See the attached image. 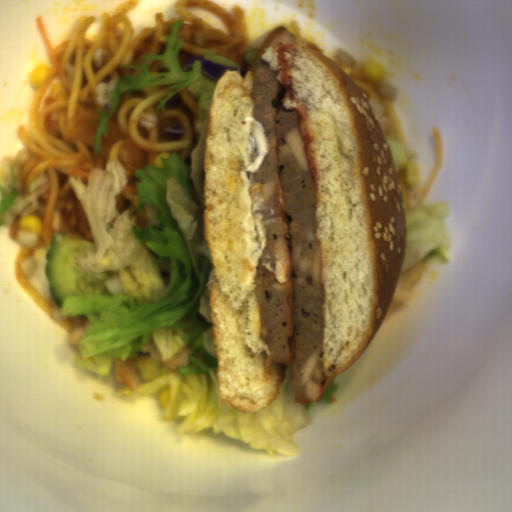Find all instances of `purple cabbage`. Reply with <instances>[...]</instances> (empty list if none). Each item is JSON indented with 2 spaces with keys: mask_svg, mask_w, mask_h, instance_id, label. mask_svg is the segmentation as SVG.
Wrapping results in <instances>:
<instances>
[{
  "mask_svg": "<svg viewBox=\"0 0 512 512\" xmlns=\"http://www.w3.org/2000/svg\"><path fill=\"white\" fill-rule=\"evenodd\" d=\"M199 61V66L205 77L215 80L216 82L222 76L225 69L231 70L232 67H225L220 64L206 60L205 57L191 56L188 58L183 66V70L189 71L193 68L194 62Z\"/></svg>",
  "mask_w": 512,
  "mask_h": 512,
  "instance_id": "1",
  "label": "purple cabbage"
}]
</instances>
